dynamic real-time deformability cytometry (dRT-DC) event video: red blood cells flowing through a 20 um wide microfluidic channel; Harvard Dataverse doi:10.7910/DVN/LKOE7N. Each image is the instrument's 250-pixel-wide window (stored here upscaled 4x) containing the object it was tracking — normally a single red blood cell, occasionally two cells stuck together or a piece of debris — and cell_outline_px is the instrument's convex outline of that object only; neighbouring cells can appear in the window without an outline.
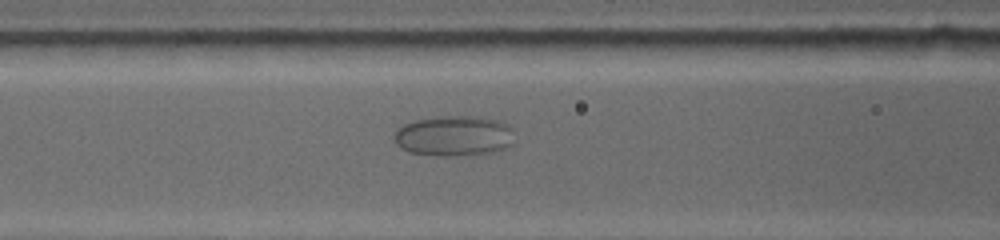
{"species": "common noctule bat (a hibernating species)", "species_latin": "Nyctalus noctula", "temperature_condition": "warm", "stored_images_in_passage": 69, "camera_frame_rate_fps": 5000, "um_per_image_px": 0.085, "animal": {"sex": "female", "body_mass_g": 19.0, "forearm_length_mm": 53.3}, "frame": {"image": 1, "passage_image": 25, "time_ms": 4.8, "image_size_px": [1000, 240], "cell_outline_px": [[512, 128], [508, 144], [500, 148], [484, 152], [412, 152], [396, 144], [396, 132], [404, 124], [416, 120], [436, 116], [480, 116], [496, 120], [508, 124]], "centroid_in_image_um": [38.56, 11.44], "position_along_channel_um": 128.0, "area_um2": 26.13}}
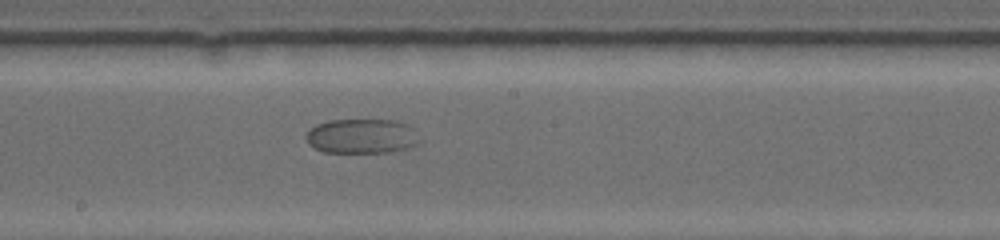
{"frame": {"image": 2, "passage_image": 38, "time_ms": 7.4, "image_size_px": [1000, 240], "cell_outline_px": [[412, 144], [404, 148], [384, 152], [324, 152], [308, 144], [304, 136], [316, 124], [328, 120], [396, 120], [408, 124], [412, 128]], "centroid_in_image_um": [30.59, 11.55], "position_along_channel_um": 217.6, "area_um2": 22.14}}
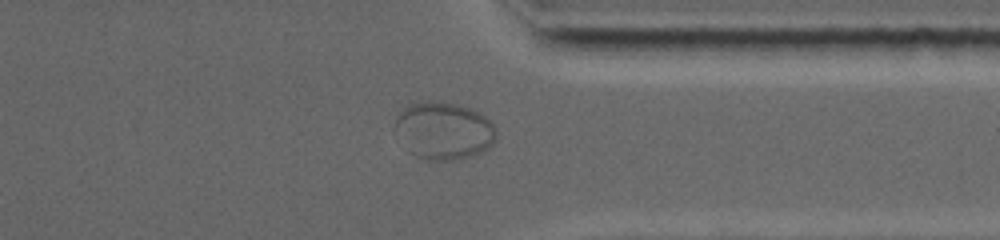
{"frame": {"image": 3, "passage_image": 61, "time_ms": 12.0, "image_size_px": [1000, 240], "cell_outline_px": [[496, 140], [488, 148], [468, 156], [452, 160], [440, 160], [416, 156], [408, 152], [392, 128], [400, 112], [404, 108], [412, 104], [428, 100], [440, 100], [472, 108], [480, 112], [492, 124], [496, 132]], "centroid_in_image_um": [37.69, 11.08], "position_along_channel_um": 373.7, "area_um2": 33.87}}